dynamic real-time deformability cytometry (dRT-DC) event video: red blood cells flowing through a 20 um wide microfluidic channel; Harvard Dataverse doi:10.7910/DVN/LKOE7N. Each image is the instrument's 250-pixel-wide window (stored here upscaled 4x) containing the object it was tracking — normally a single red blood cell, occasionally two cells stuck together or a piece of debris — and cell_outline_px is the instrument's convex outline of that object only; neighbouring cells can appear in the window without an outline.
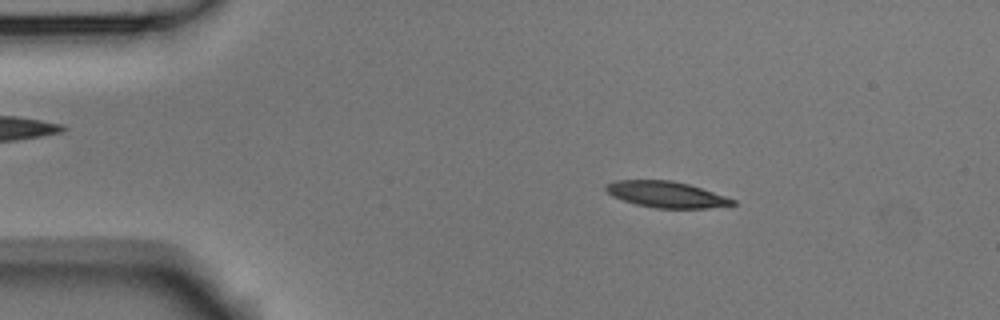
{"species": "Egyptian fruit bat (a non-hibernating species)", "species_latin": "Rousettus aegyptiacus", "temperature_condition": "room temperature", "stored_images_in_passage": 52, "camera_frame_rate_fps": 3000, "um_per_image_px": 0.085, "animal": {"sex": "male"}, "frame": {"image": 1, "passage_image": 8, "time_ms": 2.333, "image_size_px": [1000, 320], "cell_outline_px": [[736, 204], [708, 208], [656, 208], [636, 204], [612, 196], [604, 188], [604, 184], [612, 180], [672, 180], [688, 184], [736, 200]], "centroid_in_image_um": [56.58, 16.52], "position_along_channel_um": 28.4, "area_um2": 19.19}}
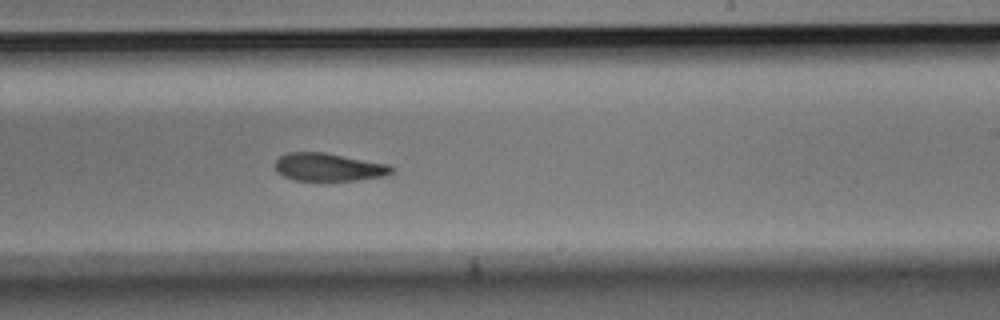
{"frame": {"image": 2, "passage_image": 31, "time_ms": 10.0, "image_size_px": [1000, 320], "cell_outline_px": [[396, 168], [392, 172], [384, 176], [356, 180], [292, 180], [284, 176], [276, 168], [276, 160], [280, 156], [288, 152], [324, 152], [392, 164]], "centroid_in_image_um": [28.0, 14.19], "position_along_channel_um": 261.0, "area_um2": 19.02}}
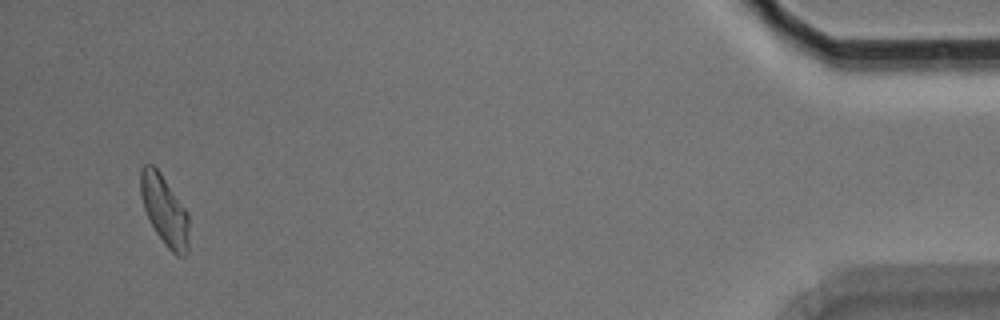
{"frame": {"image": 3, "passage_image": 50, "time_ms": 16.333, "image_size_px": [1000, 320], "cell_outline_px": [[188, 252], [184, 256], [176, 256], [164, 244], [156, 232], [144, 208], [140, 192], [140, 168], [144, 164], [152, 164], [160, 172], [188, 212]], "centroid_in_image_um": [13.98, 17.87], "position_along_channel_um": 421.2, "area_um2": 19.59}, "authors_computed_cell_mechanics": {"area_um2": 19.652, "velocity_mm_per_s": 3.7709, "shape_relaxation_time_tau1_ms": 4.6863, "shape_relaxation_time_tau2_ms": null, "deformation_change_tau1": 0.156, "deformation_change_tau2": null}}